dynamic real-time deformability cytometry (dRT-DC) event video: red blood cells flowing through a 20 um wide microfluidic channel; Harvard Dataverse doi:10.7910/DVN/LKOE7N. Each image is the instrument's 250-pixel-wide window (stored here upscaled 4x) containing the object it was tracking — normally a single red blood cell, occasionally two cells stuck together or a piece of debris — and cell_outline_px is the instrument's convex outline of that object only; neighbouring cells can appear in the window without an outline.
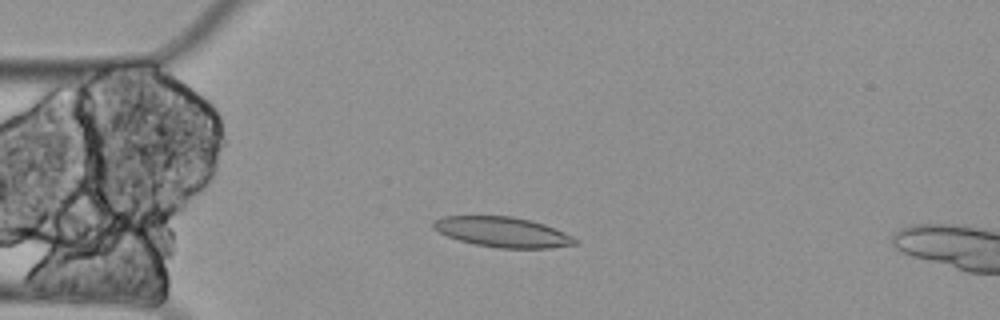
{"species": "Egyptian fruit bat (a non-hibernating species)", "species_latin": "Rousettus aegyptiacus", "temperature_condition": "cold", "stored_images_in_passage": 9, "camera_frame_rate_fps": 3000, "um_per_image_px": 0.085, "animal": {"sex": "female"}, "frame": {"image": 1, "passage_image": 4, "time_ms": 1.0, "image_size_px": [1000, 320], "cell_outline_px": [[576, 244], [552, 248], [500, 248], [476, 244], [460, 240], [448, 236], [432, 228], [432, 220], [444, 216], [512, 216], [532, 220], [544, 224], [572, 236], [576, 240]], "centroid_in_image_um": [42.7, 19.71], "position_along_channel_um": 42.3, "area_um2": 24.74}}
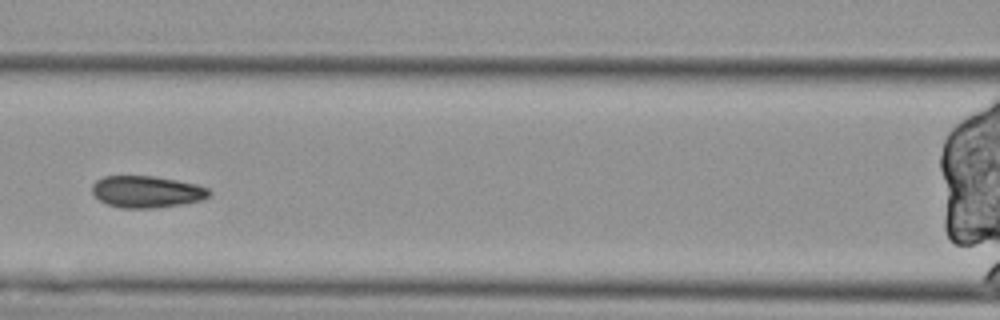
{"frame": {"image": 2, "passage_image": 7, "time_ms": 2.0, "image_size_px": [1000, 320], "cell_outline_px": [[212, 192], [208, 196], [200, 200], [184, 204], [152, 208], [120, 208], [108, 204], [100, 200], [92, 192], [92, 184], [96, 180], [104, 176], [152, 176], [176, 180], [196, 184], [208, 188]], "centroid_in_image_um": [12.46, 16.3], "position_along_channel_um": 154.1, "area_um2": 21.62}}
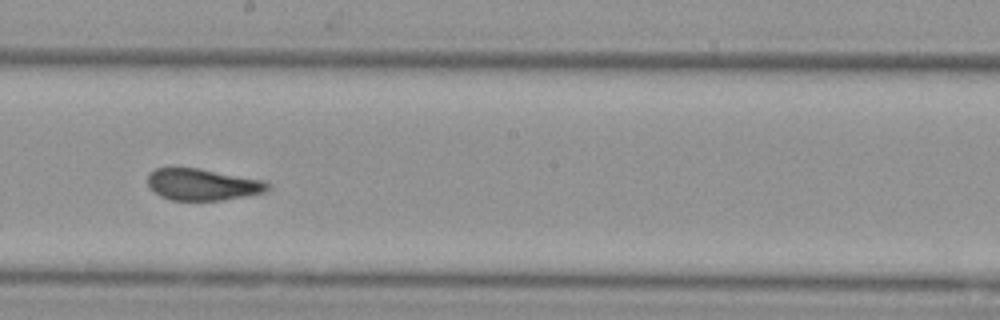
{"frame": {"image": 3, "passage_image": 9, "time_ms": 2.667, "image_size_px": [1000, 320], "cell_outline_px": [[272, 188], [268, 192], [220, 200], [172, 200], [160, 196], [148, 188], [148, 172], [156, 168], [200, 168], [264, 180], [272, 184]], "centroid_in_image_um": [17.25, 15.68], "position_along_channel_um": 231.0, "area_um2": 22.43}}